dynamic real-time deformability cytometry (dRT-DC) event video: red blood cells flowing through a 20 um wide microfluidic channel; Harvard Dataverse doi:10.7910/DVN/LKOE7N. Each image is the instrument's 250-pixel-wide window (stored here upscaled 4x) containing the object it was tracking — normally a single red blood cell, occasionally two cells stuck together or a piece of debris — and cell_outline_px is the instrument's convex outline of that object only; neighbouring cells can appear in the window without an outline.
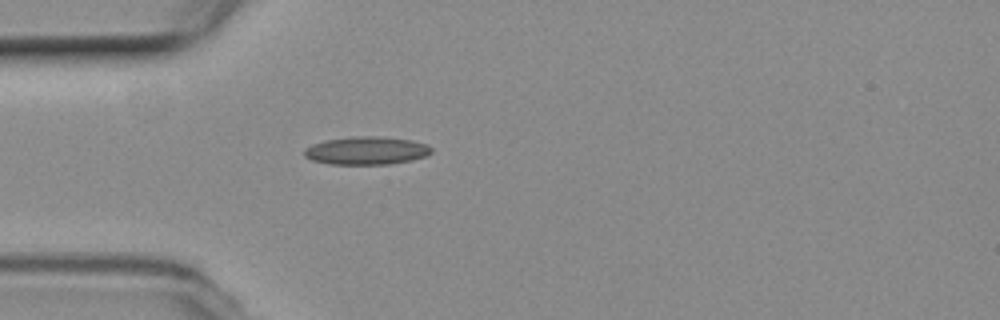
{"species": "common noctule bat (a hibernating species)", "species_latin": "Nyctalus noctula", "temperature_condition": "room temperature", "stored_images_in_passage": 40, "camera_frame_rate_fps": 3000, "um_per_image_px": 0.085, "animal": {"sex": "female", "body_mass_g": 19.3, "forearm_length_mm": 54.1}, "frame": {"image": 1, "passage_image": 1, "time_ms": 0.0, "image_size_px": [1000, 320], "cell_outline_px": [[432, 152], [424, 156], [412, 160], [388, 164], [328, 164], [312, 160], [304, 156], [304, 148], [312, 144], [328, 140], [360, 136], [376, 136], [412, 140], [428, 144], [432, 148]], "centroid_in_image_um": [31.16, 12.81], "position_along_channel_um": 53.8, "area_um2": 20.63}}
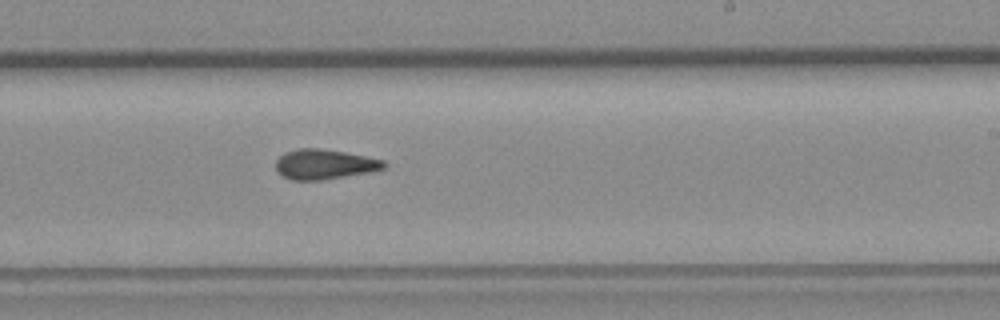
{"frame": {"image": 2, "passage_image": 18, "time_ms": 5.667, "image_size_px": [1000, 320], "cell_outline_px": [[388, 164], [384, 168], [372, 172], [320, 180], [292, 180], [276, 172], [276, 160], [284, 152], [296, 148], [316, 148], [344, 152], [384, 160]], "centroid_in_image_um": [27.57, 13.96], "position_along_channel_um": 261.4, "area_um2": 18.9}}
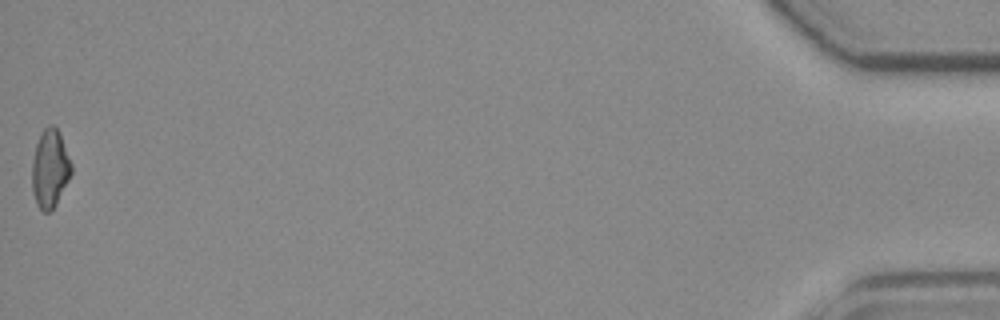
{"frame": {"image": 3, "passage_image": 40, "time_ms": 13.0, "image_size_px": [1000, 320], "cell_outline_px": [[72, 172], [56, 204], [48, 212], [44, 212], [36, 204], [32, 192], [32, 160], [36, 144], [44, 128], [48, 124], [52, 124], [60, 132], [72, 164]], "centroid_in_image_um": [4.24, 14.31], "position_along_channel_um": 431.0, "area_um2": 17.92}, "authors_computed_cell_mechanics": {"area_um2": 18.5827, "velocity_mm_per_s": 3.7686, "shape_relaxation_time_tau1_ms": null, "shape_relaxation_time_tau2_ms": 4.8618, "deformation_change_tau1": null, "deformation_change_tau2": 0.1253}}